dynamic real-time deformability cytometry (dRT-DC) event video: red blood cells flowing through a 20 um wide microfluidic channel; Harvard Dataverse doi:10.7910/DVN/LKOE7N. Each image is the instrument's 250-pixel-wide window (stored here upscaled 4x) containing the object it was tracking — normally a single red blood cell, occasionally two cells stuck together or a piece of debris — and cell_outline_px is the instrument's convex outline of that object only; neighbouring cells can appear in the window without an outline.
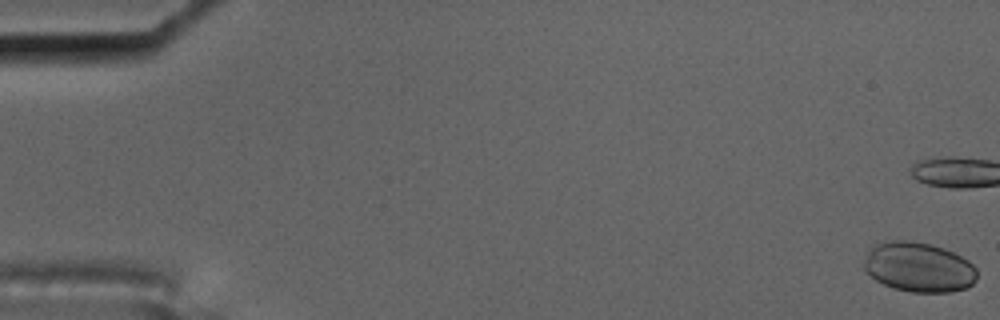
{"species": "common noctule bat (a hibernating species)", "species_latin": "Nyctalus noctula", "temperature_condition": "cold", "stored_images_in_passage": 23, "camera_frame_rate_fps": 3000, "um_per_image_px": 0.085, "animal": {"sex": "male", "body_mass_g": 17.5, "forearm_length_mm": 52.3}, "frame": {"image": 1, "passage_image": 1, "time_ms": 0.0, "image_size_px": [1000, 320], "cell_outline_px": [[976, 280], [968, 288], [948, 292], [912, 292], [892, 288], [876, 280], [864, 268], [864, 256], [876, 244], [892, 240], [908, 240], [928, 244], [944, 248], [968, 260], [976, 268]], "centroid_in_image_um": [78.1, 22.72], "position_along_channel_um": 6.9, "area_um2": 32.66}}